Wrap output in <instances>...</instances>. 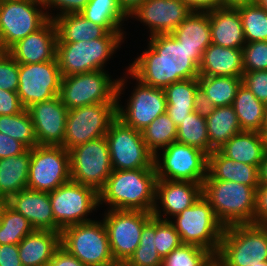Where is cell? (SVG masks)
Here are the masks:
<instances>
[{
  "instance_id": "9c48e42d",
  "label": "cell",
  "mask_w": 267,
  "mask_h": 266,
  "mask_svg": "<svg viewBox=\"0 0 267 266\" xmlns=\"http://www.w3.org/2000/svg\"><path fill=\"white\" fill-rule=\"evenodd\" d=\"M117 118V102H102L68 110L63 147L72 148L104 137Z\"/></svg>"
},
{
  "instance_id": "484cf974",
  "label": "cell",
  "mask_w": 267,
  "mask_h": 266,
  "mask_svg": "<svg viewBox=\"0 0 267 266\" xmlns=\"http://www.w3.org/2000/svg\"><path fill=\"white\" fill-rule=\"evenodd\" d=\"M60 246V232L36 230L25 236L18 244L23 266H46Z\"/></svg>"
},
{
  "instance_id": "11a10c76",
  "label": "cell",
  "mask_w": 267,
  "mask_h": 266,
  "mask_svg": "<svg viewBox=\"0 0 267 266\" xmlns=\"http://www.w3.org/2000/svg\"><path fill=\"white\" fill-rule=\"evenodd\" d=\"M194 109L195 112H197L201 117L204 118L210 116L215 109V106L213 105L209 97H207V95L200 87H198L196 90Z\"/></svg>"
},
{
  "instance_id": "e0dca14e",
  "label": "cell",
  "mask_w": 267,
  "mask_h": 266,
  "mask_svg": "<svg viewBox=\"0 0 267 266\" xmlns=\"http://www.w3.org/2000/svg\"><path fill=\"white\" fill-rule=\"evenodd\" d=\"M153 217L140 210H108L103 222L107 229L111 254L115 261H128L140 243L144 225Z\"/></svg>"
},
{
  "instance_id": "52a82bcc",
  "label": "cell",
  "mask_w": 267,
  "mask_h": 266,
  "mask_svg": "<svg viewBox=\"0 0 267 266\" xmlns=\"http://www.w3.org/2000/svg\"><path fill=\"white\" fill-rule=\"evenodd\" d=\"M60 245L85 266H103L114 262L103 220H92L65 227Z\"/></svg>"
},
{
  "instance_id": "a7ac6f4b",
  "label": "cell",
  "mask_w": 267,
  "mask_h": 266,
  "mask_svg": "<svg viewBox=\"0 0 267 266\" xmlns=\"http://www.w3.org/2000/svg\"><path fill=\"white\" fill-rule=\"evenodd\" d=\"M265 138V145H266V152H267V133L264 135Z\"/></svg>"
},
{
  "instance_id": "03108f58",
  "label": "cell",
  "mask_w": 267,
  "mask_h": 266,
  "mask_svg": "<svg viewBox=\"0 0 267 266\" xmlns=\"http://www.w3.org/2000/svg\"><path fill=\"white\" fill-rule=\"evenodd\" d=\"M252 262H253L252 266H267V262H260L256 258L253 259Z\"/></svg>"
},
{
  "instance_id": "681fc988",
  "label": "cell",
  "mask_w": 267,
  "mask_h": 266,
  "mask_svg": "<svg viewBox=\"0 0 267 266\" xmlns=\"http://www.w3.org/2000/svg\"><path fill=\"white\" fill-rule=\"evenodd\" d=\"M24 109L17 91H7L0 88V116L14 115L22 112Z\"/></svg>"
},
{
  "instance_id": "94428289",
  "label": "cell",
  "mask_w": 267,
  "mask_h": 266,
  "mask_svg": "<svg viewBox=\"0 0 267 266\" xmlns=\"http://www.w3.org/2000/svg\"><path fill=\"white\" fill-rule=\"evenodd\" d=\"M263 136L267 133V106L265 109L264 122L260 132Z\"/></svg>"
},
{
  "instance_id": "3957f363",
  "label": "cell",
  "mask_w": 267,
  "mask_h": 266,
  "mask_svg": "<svg viewBox=\"0 0 267 266\" xmlns=\"http://www.w3.org/2000/svg\"><path fill=\"white\" fill-rule=\"evenodd\" d=\"M257 187L214 180L208 174L202 184V196L209 202L224 227L254 224Z\"/></svg>"
},
{
  "instance_id": "db71d44e",
  "label": "cell",
  "mask_w": 267,
  "mask_h": 266,
  "mask_svg": "<svg viewBox=\"0 0 267 266\" xmlns=\"http://www.w3.org/2000/svg\"><path fill=\"white\" fill-rule=\"evenodd\" d=\"M0 266H23L19 257L18 244L0 245Z\"/></svg>"
},
{
  "instance_id": "ab89813d",
  "label": "cell",
  "mask_w": 267,
  "mask_h": 266,
  "mask_svg": "<svg viewBox=\"0 0 267 266\" xmlns=\"http://www.w3.org/2000/svg\"><path fill=\"white\" fill-rule=\"evenodd\" d=\"M246 42L267 41V11L255 2L236 7Z\"/></svg>"
},
{
  "instance_id": "5bb4252c",
  "label": "cell",
  "mask_w": 267,
  "mask_h": 266,
  "mask_svg": "<svg viewBox=\"0 0 267 266\" xmlns=\"http://www.w3.org/2000/svg\"><path fill=\"white\" fill-rule=\"evenodd\" d=\"M70 180V153L63 146L37 145L31 149L28 189L51 192Z\"/></svg>"
},
{
  "instance_id": "7dc6e473",
  "label": "cell",
  "mask_w": 267,
  "mask_h": 266,
  "mask_svg": "<svg viewBox=\"0 0 267 266\" xmlns=\"http://www.w3.org/2000/svg\"><path fill=\"white\" fill-rule=\"evenodd\" d=\"M242 84L267 105V70L244 72Z\"/></svg>"
},
{
  "instance_id": "bcb514c9",
  "label": "cell",
  "mask_w": 267,
  "mask_h": 266,
  "mask_svg": "<svg viewBox=\"0 0 267 266\" xmlns=\"http://www.w3.org/2000/svg\"><path fill=\"white\" fill-rule=\"evenodd\" d=\"M19 84V63L7 52H0V88L17 91Z\"/></svg>"
},
{
  "instance_id": "b9f144b4",
  "label": "cell",
  "mask_w": 267,
  "mask_h": 266,
  "mask_svg": "<svg viewBox=\"0 0 267 266\" xmlns=\"http://www.w3.org/2000/svg\"><path fill=\"white\" fill-rule=\"evenodd\" d=\"M34 228L30 222L9 204L6 205L0 221V245L19 244Z\"/></svg>"
},
{
  "instance_id": "c3c4849f",
  "label": "cell",
  "mask_w": 267,
  "mask_h": 266,
  "mask_svg": "<svg viewBox=\"0 0 267 266\" xmlns=\"http://www.w3.org/2000/svg\"><path fill=\"white\" fill-rule=\"evenodd\" d=\"M90 0H41L44 10L49 19H51V13L46 9L57 8L59 11L56 15H66L73 13H80Z\"/></svg>"
},
{
  "instance_id": "6125c7cd",
  "label": "cell",
  "mask_w": 267,
  "mask_h": 266,
  "mask_svg": "<svg viewBox=\"0 0 267 266\" xmlns=\"http://www.w3.org/2000/svg\"><path fill=\"white\" fill-rule=\"evenodd\" d=\"M7 204H8V200L0 197V221L2 218L3 211L5 210V207Z\"/></svg>"
},
{
  "instance_id": "74e56055",
  "label": "cell",
  "mask_w": 267,
  "mask_h": 266,
  "mask_svg": "<svg viewBox=\"0 0 267 266\" xmlns=\"http://www.w3.org/2000/svg\"><path fill=\"white\" fill-rule=\"evenodd\" d=\"M0 133L24 144L28 149L38 145L32 118L27 109L14 115L0 116Z\"/></svg>"
},
{
  "instance_id": "4dcf8cb0",
  "label": "cell",
  "mask_w": 267,
  "mask_h": 266,
  "mask_svg": "<svg viewBox=\"0 0 267 266\" xmlns=\"http://www.w3.org/2000/svg\"><path fill=\"white\" fill-rule=\"evenodd\" d=\"M198 78L185 79L170 84L164 89L166 95V113L178 127L187 115L194 112Z\"/></svg>"
},
{
  "instance_id": "d4e9b609",
  "label": "cell",
  "mask_w": 267,
  "mask_h": 266,
  "mask_svg": "<svg viewBox=\"0 0 267 266\" xmlns=\"http://www.w3.org/2000/svg\"><path fill=\"white\" fill-rule=\"evenodd\" d=\"M242 49L227 48L210 44L203 52L199 65V76L242 77Z\"/></svg>"
},
{
  "instance_id": "9a60e30c",
  "label": "cell",
  "mask_w": 267,
  "mask_h": 266,
  "mask_svg": "<svg viewBox=\"0 0 267 266\" xmlns=\"http://www.w3.org/2000/svg\"><path fill=\"white\" fill-rule=\"evenodd\" d=\"M125 78H119L117 83V118L125 125L142 131L159 115L166 113L167 102L164 89L146 85L136 79V88L131 93L127 105L119 103L123 94ZM129 101V102H128Z\"/></svg>"
},
{
  "instance_id": "f6af8a7d",
  "label": "cell",
  "mask_w": 267,
  "mask_h": 266,
  "mask_svg": "<svg viewBox=\"0 0 267 266\" xmlns=\"http://www.w3.org/2000/svg\"><path fill=\"white\" fill-rule=\"evenodd\" d=\"M242 52L244 72L267 70V41L246 42Z\"/></svg>"
},
{
  "instance_id": "e7e4bbea",
  "label": "cell",
  "mask_w": 267,
  "mask_h": 266,
  "mask_svg": "<svg viewBox=\"0 0 267 266\" xmlns=\"http://www.w3.org/2000/svg\"><path fill=\"white\" fill-rule=\"evenodd\" d=\"M255 3L267 11V0H255Z\"/></svg>"
},
{
  "instance_id": "cb8c5ba5",
  "label": "cell",
  "mask_w": 267,
  "mask_h": 266,
  "mask_svg": "<svg viewBox=\"0 0 267 266\" xmlns=\"http://www.w3.org/2000/svg\"><path fill=\"white\" fill-rule=\"evenodd\" d=\"M212 44L242 49L246 44L237 8L222 7L209 11Z\"/></svg>"
},
{
  "instance_id": "836d02e7",
  "label": "cell",
  "mask_w": 267,
  "mask_h": 266,
  "mask_svg": "<svg viewBox=\"0 0 267 266\" xmlns=\"http://www.w3.org/2000/svg\"><path fill=\"white\" fill-rule=\"evenodd\" d=\"M242 131L261 132L266 104L259 101L243 84L238 88L232 104Z\"/></svg>"
},
{
  "instance_id": "2e32d148",
  "label": "cell",
  "mask_w": 267,
  "mask_h": 266,
  "mask_svg": "<svg viewBox=\"0 0 267 266\" xmlns=\"http://www.w3.org/2000/svg\"><path fill=\"white\" fill-rule=\"evenodd\" d=\"M48 194L54 221L61 229L92 221L87 217L99 207L98 192L72 180Z\"/></svg>"
},
{
  "instance_id": "5b68a950",
  "label": "cell",
  "mask_w": 267,
  "mask_h": 266,
  "mask_svg": "<svg viewBox=\"0 0 267 266\" xmlns=\"http://www.w3.org/2000/svg\"><path fill=\"white\" fill-rule=\"evenodd\" d=\"M215 258L221 266H252L255 258L267 262V225L226 226Z\"/></svg>"
},
{
  "instance_id": "e575fe53",
  "label": "cell",
  "mask_w": 267,
  "mask_h": 266,
  "mask_svg": "<svg viewBox=\"0 0 267 266\" xmlns=\"http://www.w3.org/2000/svg\"><path fill=\"white\" fill-rule=\"evenodd\" d=\"M80 14L108 32H123L122 23L129 18L117 0H90Z\"/></svg>"
},
{
  "instance_id": "f907efd6",
  "label": "cell",
  "mask_w": 267,
  "mask_h": 266,
  "mask_svg": "<svg viewBox=\"0 0 267 266\" xmlns=\"http://www.w3.org/2000/svg\"><path fill=\"white\" fill-rule=\"evenodd\" d=\"M254 224L267 225V185H259L256 189Z\"/></svg>"
},
{
  "instance_id": "603a6c76",
  "label": "cell",
  "mask_w": 267,
  "mask_h": 266,
  "mask_svg": "<svg viewBox=\"0 0 267 266\" xmlns=\"http://www.w3.org/2000/svg\"><path fill=\"white\" fill-rule=\"evenodd\" d=\"M8 204L22 214L36 230L60 232L55 223L48 192L25 188L13 195Z\"/></svg>"
},
{
  "instance_id": "6f0895ef",
  "label": "cell",
  "mask_w": 267,
  "mask_h": 266,
  "mask_svg": "<svg viewBox=\"0 0 267 266\" xmlns=\"http://www.w3.org/2000/svg\"><path fill=\"white\" fill-rule=\"evenodd\" d=\"M146 0H117L122 10L129 16Z\"/></svg>"
},
{
  "instance_id": "816d5d0a",
  "label": "cell",
  "mask_w": 267,
  "mask_h": 266,
  "mask_svg": "<svg viewBox=\"0 0 267 266\" xmlns=\"http://www.w3.org/2000/svg\"><path fill=\"white\" fill-rule=\"evenodd\" d=\"M28 148L14 138L0 133V159L17 156Z\"/></svg>"
},
{
  "instance_id": "44dd1931",
  "label": "cell",
  "mask_w": 267,
  "mask_h": 266,
  "mask_svg": "<svg viewBox=\"0 0 267 266\" xmlns=\"http://www.w3.org/2000/svg\"><path fill=\"white\" fill-rule=\"evenodd\" d=\"M201 196L202 184L200 183L178 180H157L156 202L152 212L153 217L169 221L170 217L167 219L168 215L175 217L192 206ZM158 203H160V206L162 205L161 209H159L160 206ZM161 213L164 215H161Z\"/></svg>"
},
{
  "instance_id": "4fadbf2b",
  "label": "cell",
  "mask_w": 267,
  "mask_h": 266,
  "mask_svg": "<svg viewBox=\"0 0 267 266\" xmlns=\"http://www.w3.org/2000/svg\"><path fill=\"white\" fill-rule=\"evenodd\" d=\"M69 153L71 180L99 192L113 171L105 136L76 146Z\"/></svg>"
},
{
  "instance_id": "f1b7e54d",
  "label": "cell",
  "mask_w": 267,
  "mask_h": 266,
  "mask_svg": "<svg viewBox=\"0 0 267 266\" xmlns=\"http://www.w3.org/2000/svg\"><path fill=\"white\" fill-rule=\"evenodd\" d=\"M51 19L57 28V42L89 41L105 37L109 33L104 27L89 21L80 13L61 16L53 14Z\"/></svg>"
},
{
  "instance_id": "be15d7a7",
  "label": "cell",
  "mask_w": 267,
  "mask_h": 266,
  "mask_svg": "<svg viewBox=\"0 0 267 266\" xmlns=\"http://www.w3.org/2000/svg\"><path fill=\"white\" fill-rule=\"evenodd\" d=\"M103 266H129L127 261H114L110 264L103 265Z\"/></svg>"
},
{
  "instance_id": "f5cc1de1",
  "label": "cell",
  "mask_w": 267,
  "mask_h": 266,
  "mask_svg": "<svg viewBox=\"0 0 267 266\" xmlns=\"http://www.w3.org/2000/svg\"><path fill=\"white\" fill-rule=\"evenodd\" d=\"M46 266H85L78 258L69 253L61 245L54 252Z\"/></svg>"
},
{
  "instance_id": "680465c9",
  "label": "cell",
  "mask_w": 267,
  "mask_h": 266,
  "mask_svg": "<svg viewBox=\"0 0 267 266\" xmlns=\"http://www.w3.org/2000/svg\"><path fill=\"white\" fill-rule=\"evenodd\" d=\"M259 185H267V152L259 167Z\"/></svg>"
},
{
  "instance_id": "7bdbcfd3",
  "label": "cell",
  "mask_w": 267,
  "mask_h": 266,
  "mask_svg": "<svg viewBox=\"0 0 267 266\" xmlns=\"http://www.w3.org/2000/svg\"><path fill=\"white\" fill-rule=\"evenodd\" d=\"M215 255L196 245L182 244L162 259L161 266H207Z\"/></svg>"
},
{
  "instance_id": "7402d4cb",
  "label": "cell",
  "mask_w": 267,
  "mask_h": 266,
  "mask_svg": "<svg viewBox=\"0 0 267 266\" xmlns=\"http://www.w3.org/2000/svg\"><path fill=\"white\" fill-rule=\"evenodd\" d=\"M57 40L55 22L49 19L36 32L18 40L7 52L19 64L43 63L57 59Z\"/></svg>"
},
{
  "instance_id": "ee69618b",
  "label": "cell",
  "mask_w": 267,
  "mask_h": 266,
  "mask_svg": "<svg viewBox=\"0 0 267 266\" xmlns=\"http://www.w3.org/2000/svg\"><path fill=\"white\" fill-rule=\"evenodd\" d=\"M182 244L180 235L170 221L155 218V248L162 258Z\"/></svg>"
},
{
  "instance_id": "d6986e66",
  "label": "cell",
  "mask_w": 267,
  "mask_h": 266,
  "mask_svg": "<svg viewBox=\"0 0 267 266\" xmlns=\"http://www.w3.org/2000/svg\"><path fill=\"white\" fill-rule=\"evenodd\" d=\"M38 145L63 146L68 108L60 96L35 103L28 109Z\"/></svg>"
},
{
  "instance_id": "30bf717a",
  "label": "cell",
  "mask_w": 267,
  "mask_h": 266,
  "mask_svg": "<svg viewBox=\"0 0 267 266\" xmlns=\"http://www.w3.org/2000/svg\"><path fill=\"white\" fill-rule=\"evenodd\" d=\"M113 170L155 169V155L144 143L142 132L116 118L105 135Z\"/></svg>"
},
{
  "instance_id": "7a4b0ae2",
  "label": "cell",
  "mask_w": 267,
  "mask_h": 266,
  "mask_svg": "<svg viewBox=\"0 0 267 266\" xmlns=\"http://www.w3.org/2000/svg\"><path fill=\"white\" fill-rule=\"evenodd\" d=\"M156 169L113 170L98 192L99 205L109 210L153 212L156 194Z\"/></svg>"
},
{
  "instance_id": "1f68e13d",
  "label": "cell",
  "mask_w": 267,
  "mask_h": 266,
  "mask_svg": "<svg viewBox=\"0 0 267 266\" xmlns=\"http://www.w3.org/2000/svg\"><path fill=\"white\" fill-rule=\"evenodd\" d=\"M171 34L187 49L203 53L212 43L209 12L192 11Z\"/></svg>"
},
{
  "instance_id": "f546056e",
  "label": "cell",
  "mask_w": 267,
  "mask_h": 266,
  "mask_svg": "<svg viewBox=\"0 0 267 266\" xmlns=\"http://www.w3.org/2000/svg\"><path fill=\"white\" fill-rule=\"evenodd\" d=\"M31 149L0 159V197L9 200L13 195L27 188Z\"/></svg>"
},
{
  "instance_id": "277c9868",
  "label": "cell",
  "mask_w": 267,
  "mask_h": 266,
  "mask_svg": "<svg viewBox=\"0 0 267 266\" xmlns=\"http://www.w3.org/2000/svg\"><path fill=\"white\" fill-rule=\"evenodd\" d=\"M125 32L80 42H57L56 58L62 76L105 70L106 61L124 42ZM105 64V65H104Z\"/></svg>"
},
{
  "instance_id": "d590c367",
  "label": "cell",
  "mask_w": 267,
  "mask_h": 266,
  "mask_svg": "<svg viewBox=\"0 0 267 266\" xmlns=\"http://www.w3.org/2000/svg\"><path fill=\"white\" fill-rule=\"evenodd\" d=\"M198 84L215 107L229 106L242 84V77L199 76Z\"/></svg>"
},
{
  "instance_id": "83f0119b",
  "label": "cell",
  "mask_w": 267,
  "mask_h": 266,
  "mask_svg": "<svg viewBox=\"0 0 267 266\" xmlns=\"http://www.w3.org/2000/svg\"><path fill=\"white\" fill-rule=\"evenodd\" d=\"M235 162L260 166L266 152L264 136L255 131H241L218 149Z\"/></svg>"
},
{
  "instance_id": "f35d334b",
  "label": "cell",
  "mask_w": 267,
  "mask_h": 266,
  "mask_svg": "<svg viewBox=\"0 0 267 266\" xmlns=\"http://www.w3.org/2000/svg\"><path fill=\"white\" fill-rule=\"evenodd\" d=\"M176 141L199 148L209 155V138L206 118L201 117L195 111L188 114L186 119L177 127Z\"/></svg>"
},
{
  "instance_id": "8992f818",
  "label": "cell",
  "mask_w": 267,
  "mask_h": 266,
  "mask_svg": "<svg viewBox=\"0 0 267 266\" xmlns=\"http://www.w3.org/2000/svg\"><path fill=\"white\" fill-rule=\"evenodd\" d=\"M173 218L174 221H169L183 244L196 245L217 254L225 227L203 196Z\"/></svg>"
},
{
  "instance_id": "8d00e7d4",
  "label": "cell",
  "mask_w": 267,
  "mask_h": 266,
  "mask_svg": "<svg viewBox=\"0 0 267 266\" xmlns=\"http://www.w3.org/2000/svg\"><path fill=\"white\" fill-rule=\"evenodd\" d=\"M141 132L144 143L154 155L177 138V126L167 113L159 115Z\"/></svg>"
},
{
  "instance_id": "60d3db41",
  "label": "cell",
  "mask_w": 267,
  "mask_h": 266,
  "mask_svg": "<svg viewBox=\"0 0 267 266\" xmlns=\"http://www.w3.org/2000/svg\"><path fill=\"white\" fill-rule=\"evenodd\" d=\"M155 217L143 227L140 243L128 259L129 266H161L162 257L155 248Z\"/></svg>"
},
{
  "instance_id": "91938a15",
  "label": "cell",
  "mask_w": 267,
  "mask_h": 266,
  "mask_svg": "<svg viewBox=\"0 0 267 266\" xmlns=\"http://www.w3.org/2000/svg\"><path fill=\"white\" fill-rule=\"evenodd\" d=\"M255 0H221L222 7L236 8L241 5L254 3Z\"/></svg>"
},
{
  "instance_id": "6da1fadb",
  "label": "cell",
  "mask_w": 267,
  "mask_h": 266,
  "mask_svg": "<svg viewBox=\"0 0 267 266\" xmlns=\"http://www.w3.org/2000/svg\"><path fill=\"white\" fill-rule=\"evenodd\" d=\"M149 38L148 50L127 68L130 77L161 89L181 80L199 77L203 56L199 49H187L171 33Z\"/></svg>"
},
{
  "instance_id": "9f6ffc18",
  "label": "cell",
  "mask_w": 267,
  "mask_h": 266,
  "mask_svg": "<svg viewBox=\"0 0 267 266\" xmlns=\"http://www.w3.org/2000/svg\"><path fill=\"white\" fill-rule=\"evenodd\" d=\"M192 11L209 12L222 8L221 0H182Z\"/></svg>"
},
{
  "instance_id": "8fae6325",
  "label": "cell",
  "mask_w": 267,
  "mask_h": 266,
  "mask_svg": "<svg viewBox=\"0 0 267 266\" xmlns=\"http://www.w3.org/2000/svg\"><path fill=\"white\" fill-rule=\"evenodd\" d=\"M48 20L41 0L0 1V49L7 51L18 40L40 29Z\"/></svg>"
},
{
  "instance_id": "ac0fdd59",
  "label": "cell",
  "mask_w": 267,
  "mask_h": 266,
  "mask_svg": "<svg viewBox=\"0 0 267 266\" xmlns=\"http://www.w3.org/2000/svg\"><path fill=\"white\" fill-rule=\"evenodd\" d=\"M62 75L57 59L43 63L19 64L17 94L25 109L60 94Z\"/></svg>"
},
{
  "instance_id": "4316f807",
  "label": "cell",
  "mask_w": 267,
  "mask_h": 266,
  "mask_svg": "<svg viewBox=\"0 0 267 266\" xmlns=\"http://www.w3.org/2000/svg\"><path fill=\"white\" fill-rule=\"evenodd\" d=\"M259 167L235 162L219 150H214L208 155V174L214 180L259 186Z\"/></svg>"
},
{
  "instance_id": "7c38bea8",
  "label": "cell",
  "mask_w": 267,
  "mask_h": 266,
  "mask_svg": "<svg viewBox=\"0 0 267 266\" xmlns=\"http://www.w3.org/2000/svg\"><path fill=\"white\" fill-rule=\"evenodd\" d=\"M118 79L105 70L62 76L60 98L68 110L102 102H117Z\"/></svg>"
},
{
  "instance_id": "ba28073f",
  "label": "cell",
  "mask_w": 267,
  "mask_h": 266,
  "mask_svg": "<svg viewBox=\"0 0 267 266\" xmlns=\"http://www.w3.org/2000/svg\"><path fill=\"white\" fill-rule=\"evenodd\" d=\"M161 151L154 158L157 180L191 181L203 184L208 175L206 152L177 141Z\"/></svg>"
},
{
  "instance_id": "003e7915",
  "label": "cell",
  "mask_w": 267,
  "mask_h": 266,
  "mask_svg": "<svg viewBox=\"0 0 267 266\" xmlns=\"http://www.w3.org/2000/svg\"><path fill=\"white\" fill-rule=\"evenodd\" d=\"M207 266H221V263L214 258Z\"/></svg>"
},
{
  "instance_id": "ffe728a7",
  "label": "cell",
  "mask_w": 267,
  "mask_h": 266,
  "mask_svg": "<svg viewBox=\"0 0 267 266\" xmlns=\"http://www.w3.org/2000/svg\"><path fill=\"white\" fill-rule=\"evenodd\" d=\"M192 12L182 0H146L129 18L134 17L150 29L149 37L172 33Z\"/></svg>"
},
{
  "instance_id": "d6a6232c",
  "label": "cell",
  "mask_w": 267,
  "mask_h": 266,
  "mask_svg": "<svg viewBox=\"0 0 267 266\" xmlns=\"http://www.w3.org/2000/svg\"><path fill=\"white\" fill-rule=\"evenodd\" d=\"M206 122L209 154L218 150L234 135L242 131L232 105L215 107L213 113L206 118Z\"/></svg>"
}]
</instances>
